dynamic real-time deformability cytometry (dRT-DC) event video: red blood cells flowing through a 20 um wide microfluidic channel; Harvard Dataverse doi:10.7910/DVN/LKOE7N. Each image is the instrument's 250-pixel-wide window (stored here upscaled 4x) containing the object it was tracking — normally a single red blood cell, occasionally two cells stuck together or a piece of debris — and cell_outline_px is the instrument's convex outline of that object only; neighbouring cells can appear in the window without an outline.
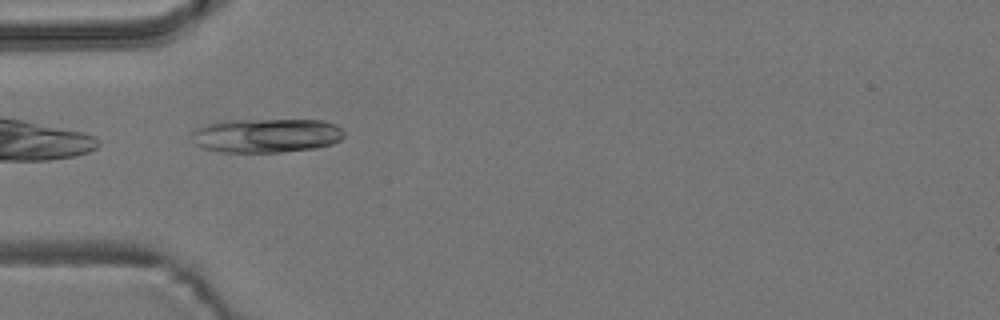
{"species": "common noctule bat (a hibernating species)", "species_latin": "Nyctalus noctula", "temperature_condition": "room temperature", "stored_images_in_passage": 2, "camera_frame_rate_fps": 3000, "um_per_image_px": 0.085, "animal": {"sex": "male", "body_mass_g": 19.2, "forearm_length_mm": 51.8}, "frame": {"image": 1, "passage_image": 1, "time_ms": 0.0, "image_size_px": [1000, 320], "cell_outline_px": [[344, 136], [340, 140], [332, 144], [316, 148], [280, 152], [220, 152], [204, 148], [196, 144], [192, 136], [192, 132], [196, 128], [216, 120], [324, 120], [336, 124], [344, 132]], "centroid_in_image_um": [22.64, 11.51], "position_along_channel_um": 62.4, "area_um2": 30.52}}
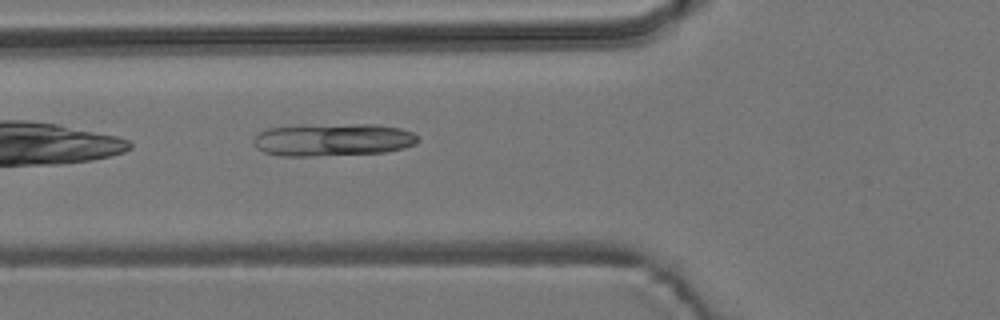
{"frame": {"image": 2, "passage_image": 2, "time_ms": 1.0, "image_size_px": [1000, 320], "cell_outline_px": [[420, 140], [416, 144], [404, 148], [384, 152], [312, 156], [280, 156], [264, 152], [256, 148], [252, 140], [260, 132], [268, 128], [300, 124], [376, 124], [400, 128], [412, 132], [420, 136]], "centroid_in_image_um": [28.3, 11.86], "position_along_channel_um": 97.5, "area_um2": 31.79}}